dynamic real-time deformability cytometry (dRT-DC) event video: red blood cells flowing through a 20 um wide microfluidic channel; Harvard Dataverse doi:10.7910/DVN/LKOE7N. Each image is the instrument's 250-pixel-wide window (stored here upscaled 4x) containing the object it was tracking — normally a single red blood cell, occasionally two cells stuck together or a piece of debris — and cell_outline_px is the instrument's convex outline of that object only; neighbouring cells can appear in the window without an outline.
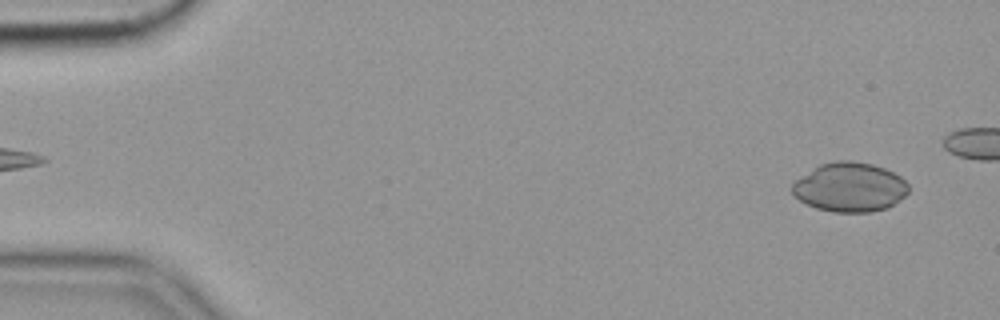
{"species": "common noctule bat (a hibernating species)", "species_latin": "Nyctalus noctula", "temperature_condition": "cold", "stored_images_in_passage": 16, "camera_frame_rate_fps": 3000, "um_per_image_px": 0.085, "animal": {"sex": "female", "body_mass_g": 19.9}, "frame": {"image": 1, "passage_image": 3, "time_ms": 0.667, "image_size_px": [1000, 320], "cell_outline_px": [[908, 192], [900, 200], [888, 208], [872, 212], [832, 212], [816, 208], [800, 200], [792, 192], [792, 184], [796, 180], [820, 164], [836, 160], [852, 160], [872, 164], [884, 168], [900, 176], [908, 184]], "centroid_in_image_um": [72.25, 15.91], "position_along_channel_um": 12.7, "area_um2": 33.35}}